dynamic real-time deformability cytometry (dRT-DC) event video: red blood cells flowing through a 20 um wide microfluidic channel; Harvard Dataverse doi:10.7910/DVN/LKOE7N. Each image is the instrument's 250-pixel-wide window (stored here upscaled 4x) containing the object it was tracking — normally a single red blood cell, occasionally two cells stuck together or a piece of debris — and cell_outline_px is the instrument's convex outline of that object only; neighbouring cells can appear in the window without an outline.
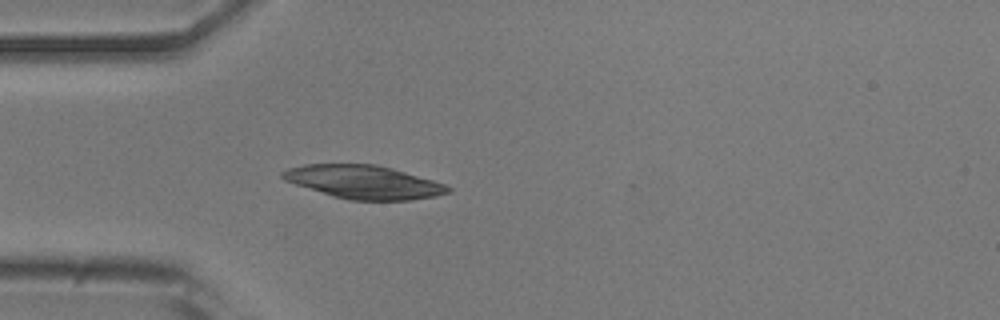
{"species": "common noctule bat (a hibernating species)", "species_latin": "Nyctalus noctula", "temperature_condition": "room temperature", "stored_images_in_passage": 50, "camera_frame_rate_fps": 3000, "um_per_image_px": 0.085, "animal": {"sex": "male", "body_mass_g": 20.5, "forearm_length_mm": 52.5}, "frame": {"image": 1, "passage_image": 13, "time_ms": 4.0, "image_size_px": [1000, 320], "cell_outline_px": [[452, 192], [436, 196], [412, 200], [348, 200], [332, 196], [284, 180], [280, 176], [280, 172], [288, 168], [304, 164], [376, 164], [392, 168], [432, 180], [444, 184], [452, 188]], "centroid_in_image_um": [30.92, 15.47], "position_along_channel_um": 54.1, "area_um2": 32.14}}
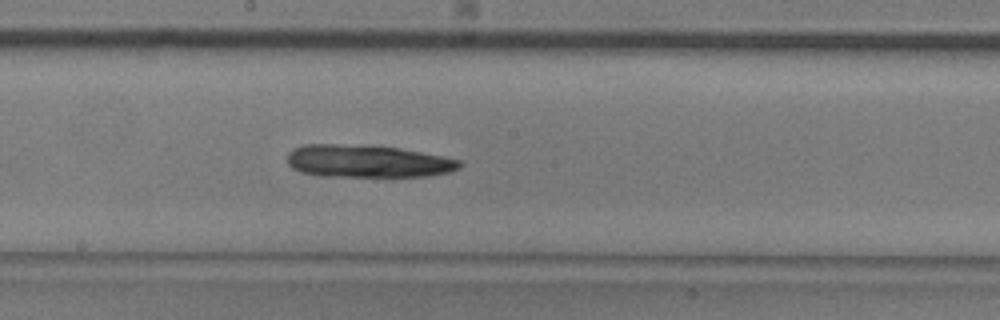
{"frame": {"image": 2, "passage_image": 26, "time_ms": 8.333, "image_size_px": [1000, 320], "cell_outline_px": [[464, 164], [460, 168], [448, 172], [428, 176], [320, 176], [300, 172], [292, 168], [288, 164], [288, 152], [292, 148], [304, 144], [336, 144], [400, 148], [444, 156], [460, 160]], "centroid_in_image_um": [31.23, 13.7], "position_along_channel_um": 217.0, "area_um2": 32.71}}
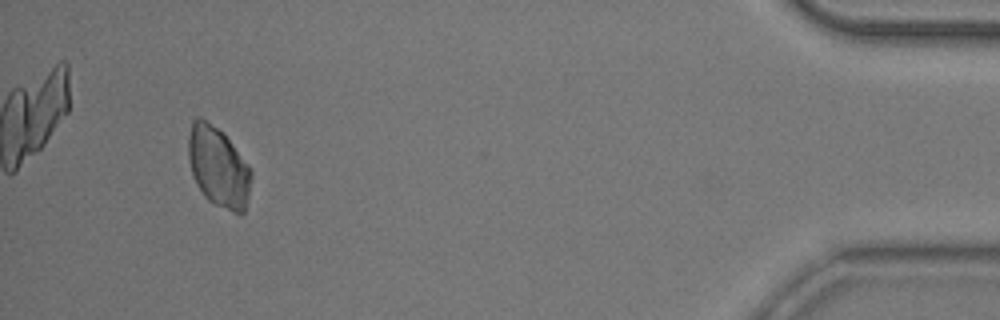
{"frame": {"image": 3, "passage_image": 47, "time_ms": 15.333, "image_size_px": [1000, 320], "cell_outline_px": [[252, 176], [248, 196], [244, 212], [240, 216], [208, 200], [204, 196], [196, 184], [188, 160], [188, 136], [192, 120], [196, 116], [200, 116], [224, 132], [248, 164], [252, 172]], "centroid_in_image_um": [18.55, 14.17], "position_along_channel_um": 416.6, "area_um2": 29.71}}